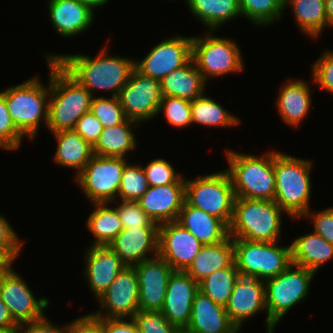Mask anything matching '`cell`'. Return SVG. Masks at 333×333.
<instances>
[{
    "instance_id": "obj_48",
    "label": "cell",
    "mask_w": 333,
    "mask_h": 333,
    "mask_svg": "<svg viewBox=\"0 0 333 333\" xmlns=\"http://www.w3.org/2000/svg\"><path fill=\"white\" fill-rule=\"evenodd\" d=\"M73 130L93 147L103 131V126L97 117L88 111L79 118Z\"/></svg>"
},
{
    "instance_id": "obj_19",
    "label": "cell",
    "mask_w": 333,
    "mask_h": 333,
    "mask_svg": "<svg viewBox=\"0 0 333 333\" xmlns=\"http://www.w3.org/2000/svg\"><path fill=\"white\" fill-rule=\"evenodd\" d=\"M198 292L199 284L185 271H173L170 275L161 313L175 328L188 326Z\"/></svg>"
},
{
    "instance_id": "obj_38",
    "label": "cell",
    "mask_w": 333,
    "mask_h": 333,
    "mask_svg": "<svg viewBox=\"0 0 333 333\" xmlns=\"http://www.w3.org/2000/svg\"><path fill=\"white\" fill-rule=\"evenodd\" d=\"M149 188L145 172L140 164H129L124 166L117 201H138ZM119 200V201H118Z\"/></svg>"
},
{
    "instance_id": "obj_34",
    "label": "cell",
    "mask_w": 333,
    "mask_h": 333,
    "mask_svg": "<svg viewBox=\"0 0 333 333\" xmlns=\"http://www.w3.org/2000/svg\"><path fill=\"white\" fill-rule=\"evenodd\" d=\"M92 203L95 209L86 220L87 229L93 235L92 244L110 245L123 229L117 209L110 202Z\"/></svg>"
},
{
    "instance_id": "obj_17",
    "label": "cell",
    "mask_w": 333,
    "mask_h": 333,
    "mask_svg": "<svg viewBox=\"0 0 333 333\" xmlns=\"http://www.w3.org/2000/svg\"><path fill=\"white\" fill-rule=\"evenodd\" d=\"M134 268L138 276L139 310L161 311L174 269L159 255L136 264Z\"/></svg>"
},
{
    "instance_id": "obj_4",
    "label": "cell",
    "mask_w": 333,
    "mask_h": 333,
    "mask_svg": "<svg viewBox=\"0 0 333 333\" xmlns=\"http://www.w3.org/2000/svg\"><path fill=\"white\" fill-rule=\"evenodd\" d=\"M311 160L274 151L275 197L291 218H300L310 210Z\"/></svg>"
},
{
    "instance_id": "obj_12",
    "label": "cell",
    "mask_w": 333,
    "mask_h": 333,
    "mask_svg": "<svg viewBox=\"0 0 333 333\" xmlns=\"http://www.w3.org/2000/svg\"><path fill=\"white\" fill-rule=\"evenodd\" d=\"M8 265L0 273V298L8 307L12 318L18 323L34 322L45 317L49 306L48 298H36L30 286Z\"/></svg>"
},
{
    "instance_id": "obj_41",
    "label": "cell",
    "mask_w": 333,
    "mask_h": 333,
    "mask_svg": "<svg viewBox=\"0 0 333 333\" xmlns=\"http://www.w3.org/2000/svg\"><path fill=\"white\" fill-rule=\"evenodd\" d=\"M142 168L145 172L149 186L168 185L171 183H185L182 174L175 171L172 164L163 158L151 160Z\"/></svg>"
},
{
    "instance_id": "obj_33",
    "label": "cell",
    "mask_w": 333,
    "mask_h": 333,
    "mask_svg": "<svg viewBox=\"0 0 333 333\" xmlns=\"http://www.w3.org/2000/svg\"><path fill=\"white\" fill-rule=\"evenodd\" d=\"M285 9L289 5L295 22L305 36L317 38L328 27L325 0H285Z\"/></svg>"
},
{
    "instance_id": "obj_52",
    "label": "cell",
    "mask_w": 333,
    "mask_h": 333,
    "mask_svg": "<svg viewBox=\"0 0 333 333\" xmlns=\"http://www.w3.org/2000/svg\"><path fill=\"white\" fill-rule=\"evenodd\" d=\"M18 323L12 318L8 307L0 298V329L6 331H15Z\"/></svg>"
},
{
    "instance_id": "obj_16",
    "label": "cell",
    "mask_w": 333,
    "mask_h": 333,
    "mask_svg": "<svg viewBox=\"0 0 333 333\" xmlns=\"http://www.w3.org/2000/svg\"><path fill=\"white\" fill-rule=\"evenodd\" d=\"M228 317L240 331L244 321L261 311H266V333H274L277 327L268 317L266 310L265 283L253 277L239 276L225 306Z\"/></svg>"
},
{
    "instance_id": "obj_37",
    "label": "cell",
    "mask_w": 333,
    "mask_h": 333,
    "mask_svg": "<svg viewBox=\"0 0 333 333\" xmlns=\"http://www.w3.org/2000/svg\"><path fill=\"white\" fill-rule=\"evenodd\" d=\"M285 0H239V8L243 17L258 26L274 24L282 17Z\"/></svg>"
},
{
    "instance_id": "obj_26",
    "label": "cell",
    "mask_w": 333,
    "mask_h": 333,
    "mask_svg": "<svg viewBox=\"0 0 333 333\" xmlns=\"http://www.w3.org/2000/svg\"><path fill=\"white\" fill-rule=\"evenodd\" d=\"M176 222L192 233L203 246L219 243L229 236V227L221 219L190 205L186 200Z\"/></svg>"
},
{
    "instance_id": "obj_25",
    "label": "cell",
    "mask_w": 333,
    "mask_h": 333,
    "mask_svg": "<svg viewBox=\"0 0 333 333\" xmlns=\"http://www.w3.org/2000/svg\"><path fill=\"white\" fill-rule=\"evenodd\" d=\"M187 328L195 333H239L225 307L201 293L196 294Z\"/></svg>"
},
{
    "instance_id": "obj_29",
    "label": "cell",
    "mask_w": 333,
    "mask_h": 333,
    "mask_svg": "<svg viewBox=\"0 0 333 333\" xmlns=\"http://www.w3.org/2000/svg\"><path fill=\"white\" fill-rule=\"evenodd\" d=\"M291 246L292 264L318 273L322 265L333 258V244L315 232L296 237Z\"/></svg>"
},
{
    "instance_id": "obj_11",
    "label": "cell",
    "mask_w": 333,
    "mask_h": 333,
    "mask_svg": "<svg viewBox=\"0 0 333 333\" xmlns=\"http://www.w3.org/2000/svg\"><path fill=\"white\" fill-rule=\"evenodd\" d=\"M128 159L93 155L84 169L74 177L91 203L117 200L122 172Z\"/></svg>"
},
{
    "instance_id": "obj_6",
    "label": "cell",
    "mask_w": 333,
    "mask_h": 333,
    "mask_svg": "<svg viewBox=\"0 0 333 333\" xmlns=\"http://www.w3.org/2000/svg\"><path fill=\"white\" fill-rule=\"evenodd\" d=\"M48 79L47 86L38 75L2 91L14 125L30 140L37 137L41 122L48 124L50 71Z\"/></svg>"
},
{
    "instance_id": "obj_27",
    "label": "cell",
    "mask_w": 333,
    "mask_h": 333,
    "mask_svg": "<svg viewBox=\"0 0 333 333\" xmlns=\"http://www.w3.org/2000/svg\"><path fill=\"white\" fill-rule=\"evenodd\" d=\"M207 82L193 59L160 80L162 96H174L193 101L205 92Z\"/></svg>"
},
{
    "instance_id": "obj_53",
    "label": "cell",
    "mask_w": 333,
    "mask_h": 333,
    "mask_svg": "<svg viewBox=\"0 0 333 333\" xmlns=\"http://www.w3.org/2000/svg\"><path fill=\"white\" fill-rule=\"evenodd\" d=\"M81 3H84L86 6L90 7L93 11L95 8L103 7L109 0H77Z\"/></svg>"
},
{
    "instance_id": "obj_42",
    "label": "cell",
    "mask_w": 333,
    "mask_h": 333,
    "mask_svg": "<svg viewBox=\"0 0 333 333\" xmlns=\"http://www.w3.org/2000/svg\"><path fill=\"white\" fill-rule=\"evenodd\" d=\"M24 137L14 125L6 105L5 96L0 92V149L17 150Z\"/></svg>"
},
{
    "instance_id": "obj_18",
    "label": "cell",
    "mask_w": 333,
    "mask_h": 333,
    "mask_svg": "<svg viewBox=\"0 0 333 333\" xmlns=\"http://www.w3.org/2000/svg\"><path fill=\"white\" fill-rule=\"evenodd\" d=\"M203 245L176 221L159 225L158 255L174 271H186Z\"/></svg>"
},
{
    "instance_id": "obj_32",
    "label": "cell",
    "mask_w": 333,
    "mask_h": 333,
    "mask_svg": "<svg viewBox=\"0 0 333 333\" xmlns=\"http://www.w3.org/2000/svg\"><path fill=\"white\" fill-rule=\"evenodd\" d=\"M190 13L201 21L206 31H216L222 25L242 17L239 0H184Z\"/></svg>"
},
{
    "instance_id": "obj_54",
    "label": "cell",
    "mask_w": 333,
    "mask_h": 333,
    "mask_svg": "<svg viewBox=\"0 0 333 333\" xmlns=\"http://www.w3.org/2000/svg\"><path fill=\"white\" fill-rule=\"evenodd\" d=\"M328 27H333V0H325Z\"/></svg>"
},
{
    "instance_id": "obj_8",
    "label": "cell",
    "mask_w": 333,
    "mask_h": 333,
    "mask_svg": "<svg viewBox=\"0 0 333 333\" xmlns=\"http://www.w3.org/2000/svg\"><path fill=\"white\" fill-rule=\"evenodd\" d=\"M215 31L192 36V59L204 80L239 73L244 69L241 48L227 37H216Z\"/></svg>"
},
{
    "instance_id": "obj_56",
    "label": "cell",
    "mask_w": 333,
    "mask_h": 333,
    "mask_svg": "<svg viewBox=\"0 0 333 333\" xmlns=\"http://www.w3.org/2000/svg\"><path fill=\"white\" fill-rule=\"evenodd\" d=\"M9 264L0 256V273L8 266Z\"/></svg>"
},
{
    "instance_id": "obj_14",
    "label": "cell",
    "mask_w": 333,
    "mask_h": 333,
    "mask_svg": "<svg viewBox=\"0 0 333 333\" xmlns=\"http://www.w3.org/2000/svg\"><path fill=\"white\" fill-rule=\"evenodd\" d=\"M138 289V276L134 266H125L98 299L101 309L91 314L97 318L133 319L139 311Z\"/></svg>"
},
{
    "instance_id": "obj_51",
    "label": "cell",
    "mask_w": 333,
    "mask_h": 333,
    "mask_svg": "<svg viewBox=\"0 0 333 333\" xmlns=\"http://www.w3.org/2000/svg\"><path fill=\"white\" fill-rule=\"evenodd\" d=\"M127 320L101 318V324L105 333H139L136 322L133 319Z\"/></svg>"
},
{
    "instance_id": "obj_5",
    "label": "cell",
    "mask_w": 333,
    "mask_h": 333,
    "mask_svg": "<svg viewBox=\"0 0 333 333\" xmlns=\"http://www.w3.org/2000/svg\"><path fill=\"white\" fill-rule=\"evenodd\" d=\"M283 213L286 212L274 201L236 197L229 236L249 241H279Z\"/></svg>"
},
{
    "instance_id": "obj_44",
    "label": "cell",
    "mask_w": 333,
    "mask_h": 333,
    "mask_svg": "<svg viewBox=\"0 0 333 333\" xmlns=\"http://www.w3.org/2000/svg\"><path fill=\"white\" fill-rule=\"evenodd\" d=\"M23 243L9 221L0 215V256L9 265H13V261L21 253Z\"/></svg>"
},
{
    "instance_id": "obj_50",
    "label": "cell",
    "mask_w": 333,
    "mask_h": 333,
    "mask_svg": "<svg viewBox=\"0 0 333 333\" xmlns=\"http://www.w3.org/2000/svg\"><path fill=\"white\" fill-rule=\"evenodd\" d=\"M69 333H105L101 318L91 313L70 322Z\"/></svg>"
},
{
    "instance_id": "obj_21",
    "label": "cell",
    "mask_w": 333,
    "mask_h": 333,
    "mask_svg": "<svg viewBox=\"0 0 333 333\" xmlns=\"http://www.w3.org/2000/svg\"><path fill=\"white\" fill-rule=\"evenodd\" d=\"M158 241L159 227H133L122 229L110 245L126 266H135L158 255Z\"/></svg>"
},
{
    "instance_id": "obj_35",
    "label": "cell",
    "mask_w": 333,
    "mask_h": 333,
    "mask_svg": "<svg viewBox=\"0 0 333 333\" xmlns=\"http://www.w3.org/2000/svg\"><path fill=\"white\" fill-rule=\"evenodd\" d=\"M192 123L207 127H233L240 124L235 114L227 111L221 104L205 94L191 101Z\"/></svg>"
},
{
    "instance_id": "obj_55",
    "label": "cell",
    "mask_w": 333,
    "mask_h": 333,
    "mask_svg": "<svg viewBox=\"0 0 333 333\" xmlns=\"http://www.w3.org/2000/svg\"><path fill=\"white\" fill-rule=\"evenodd\" d=\"M174 333H195L194 331L189 330L187 327L176 328Z\"/></svg>"
},
{
    "instance_id": "obj_45",
    "label": "cell",
    "mask_w": 333,
    "mask_h": 333,
    "mask_svg": "<svg viewBox=\"0 0 333 333\" xmlns=\"http://www.w3.org/2000/svg\"><path fill=\"white\" fill-rule=\"evenodd\" d=\"M311 67L312 82L321 90L333 94V50H324Z\"/></svg>"
},
{
    "instance_id": "obj_20",
    "label": "cell",
    "mask_w": 333,
    "mask_h": 333,
    "mask_svg": "<svg viewBox=\"0 0 333 333\" xmlns=\"http://www.w3.org/2000/svg\"><path fill=\"white\" fill-rule=\"evenodd\" d=\"M85 254V270L88 287L98 300L109 288L119 272L126 266L113 251L111 245L91 244Z\"/></svg>"
},
{
    "instance_id": "obj_31",
    "label": "cell",
    "mask_w": 333,
    "mask_h": 333,
    "mask_svg": "<svg viewBox=\"0 0 333 333\" xmlns=\"http://www.w3.org/2000/svg\"><path fill=\"white\" fill-rule=\"evenodd\" d=\"M135 121L126 119L123 123L103 128L98 141L93 146L95 155L105 157H120L126 158V154L133 152L136 148V141L134 128H138Z\"/></svg>"
},
{
    "instance_id": "obj_46",
    "label": "cell",
    "mask_w": 333,
    "mask_h": 333,
    "mask_svg": "<svg viewBox=\"0 0 333 333\" xmlns=\"http://www.w3.org/2000/svg\"><path fill=\"white\" fill-rule=\"evenodd\" d=\"M139 333H174L176 329L163 316L161 311L139 310L133 317Z\"/></svg>"
},
{
    "instance_id": "obj_22",
    "label": "cell",
    "mask_w": 333,
    "mask_h": 333,
    "mask_svg": "<svg viewBox=\"0 0 333 333\" xmlns=\"http://www.w3.org/2000/svg\"><path fill=\"white\" fill-rule=\"evenodd\" d=\"M185 202V183L149 186L138 200L142 210L158 225L177 221Z\"/></svg>"
},
{
    "instance_id": "obj_43",
    "label": "cell",
    "mask_w": 333,
    "mask_h": 333,
    "mask_svg": "<svg viewBox=\"0 0 333 333\" xmlns=\"http://www.w3.org/2000/svg\"><path fill=\"white\" fill-rule=\"evenodd\" d=\"M116 209L123 229L135 227H159L144 210L138 201H122L116 204Z\"/></svg>"
},
{
    "instance_id": "obj_40",
    "label": "cell",
    "mask_w": 333,
    "mask_h": 333,
    "mask_svg": "<svg viewBox=\"0 0 333 333\" xmlns=\"http://www.w3.org/2000/svg\"><path fill=\"white\" fill-rule=\"evenodd\" d=\"M90 111L102 123L103 128L119 125L127 119L118 97L94 96Z\"/></svg>"
},
{
    "instance_id": "obj_3",
    "label": "cell",
    "mask_w": 333,
    "mask_h": 333,
    "mask_svg": "<svg viewBox=\"0 0 333 333\" xmlns=\"http://www.w3.org/2000/svg\"><path fill=\"white\" fill-rule=\"evenodd\" d=\"M235 197L252 200H270L275 197L274 151L260 156L226 150Z\"/></svg>"
},
{
    "instance_id": "obj_7",
    "label": "cell",
    "mask_w": 333,
    "mask_h": 333,
    "mask_svg": "<svg viewBox=\"0 0 333 333\" xmlns=\"http://www.w3.org/2000/svg\"><path fill=\"white\" fill-rule=\"evenodd\" d=\"M278 243L233 238L234 263L240 276L265 281L284 272L292 263L291 246Z\"/></svg>"
},
{
    "instance_id": "obj_49",
    "label": "cell",
    "mask_w": 333,
    "mask_h": 333,
    "mask_svg": "<svg viewBox=\"0 0 333 333\" xmlns=\"http://www.w3.org/2000/svg\"><path fill=\"white\" fill-rule=\"evenodd\" d=\"M70 323L65 325H54L44 317L41 320L34 322H24L18 324L15 333H69Z\"/></svg>"
},
{
    "instance_id": "obj_28",
    "label": "cell",
    "mask_w": 333,
    "mask_h": 333,
    "mask_svg": "<svg viewBox=\"0 0 333 333\" xmlns=\"http://www.w3.org/2000/svg\"><path fill=\"white\" fill-rule=\"evenodd\" d=\"M233 263V238L228 236L219 243L204 245L185 272L199 283L214 271L230 267Z\"/></svg>"
},
{
    "instance_id": "obj_57",
    "label": "cell",
    "mask_w": 333,
    "mask_h": 333,
    "mask_svg": "<svg viewBox=\"0 0 333 333\" xmlns=\"http://www.w3.org/2000/svg\"><path fill=\"white\" fill-rule=\"evenodd\" d=\"M0 333H15V331H6L3 329H0Z\"/></svg>"
},
{
    "instance_id": "obj_23",
    "label": "cell",
    "mask_w": 333,
    "mask_h": 333,
    "mask_svg": "<svg viewBox=\"0 0 333 333\" xmlns=\"http://www.w3.org/2000/svg\"><path fill=\"white\" fill-rule=\"evenodd\" d=\"M47 6L53 28L61 37L81 35L94 22V11L77 0H48Z\"/></svg>"
},
{
    "instance_id": "obj_36",
    "label": "cell",
    "mask_w": 333,
    "mask_h": 333,
    "mask_svg": "<svg viewBox=\"0 0 333 333\" xmlns=\"http://www.w3.org/2000/svg\"><path fill=\"white\" fill-rule=\"evenodd\" d=\"M239 276L235 263H233L230 267L214 271L201 280L198 283L199 291L216 304L225 307Z\"/></svg>"
},
{
    "instance_id": "obj_2",
    "label": "cell",
    "mask_w": 333,
    "mask_h": 333,
    "mask_svg": "<svg viewBox=\"0 0 333 333\" xmlns=\"http://www.w3.org/2000/svg\"><path fill=\"white\" fill-rule=\"evenodd\" d=\"M50 98L47 129L51 133L73 130L79 118L90 111L93 95L56 60H48Z\"/></svg>"
},
{
    "instance_id": "obj_39",
    "label": "cell",
    "mask_w": 333,
    "mask_h": 333,
    "mask_svg": "<svg viewBox=\"0 0 333 333\" xmlns=\"http://www.w3.org/2000/svg\"><path fill=\"white\" fill-rule=\"evenodd\" d=\"M164 113V117L171 126L184 128L192 125L191 101L174 96H162L158 115Z\"/></svg>"
},
{
    "instance_id": "obj_10",
    "label": "cell",
    "mask_w": 333,
    "mask_h": 333,
    "mask_svg": "<svg viewBox=\"0 0 333 333\" xmlns=\"http://www.w3.org/2000/svg\"><path fill=\"white\" fill-rule=\"evenodd\" d=\"M316 273L295 264L265 283L267 317L277 326L287 312L304 300Z\"/></svg>"
},
{
    "instance_id": "obj_15",
    "label": "cell",
    "mask_w": 333,
    "mask_h": 333,
    "mask_svg": "<svg viewBox=\"0 0 333 333\" xmlns=\"http://www.w3.org/2000/svg\"><path fill=\"white\" fill-rule=\"evenodd\" d=\"M191 59L192 36L176 35L153 46L143 59L135 60V69L145 76L161 80Z\"/></svg>"
},
{
    "instance_id": "obj_30",
    "label": "cell",
    "mask_w": 333,
    "mask_h": 333,
    "mask_svg": "<svg viewBox=\"0 0 333 333\" xmlns=\"http://www.w3.org/2000/svg\"><path fill=\"white\" fill-rule=\"evenodd\" d=\"M57 140L54 162L61 167L76 170L77 176L93 157V147L74 130H61L53 133Z\"/></svg>"
},
{
    "instance_id": "obj_47",
    "label": "cell",
    "mask_w": 333,
    "mask_h": 333,
    "mask_svg": "<svg viewBox=\"0 0 333 333\" xmlns=\"http://www.w3.org/2000/svg\"><path fill=\"white\" fill-rule=\"evenodd\" d=\"M311 211H307L301 218L310 219L314 228L313 232L333 244V206L322 211Z\"/></svg>"
},
{
    "instance_id": "obj_1",
    "label": "cell",
    "mask_w": 333,
    "mask_h": 333,
    "mask_svg": "<svg viewBox=\"0 0 333 333\" xmlns=\"http://www.w3.org/2000/svg\"><path fill=\"white\" fill-rule=\"evenodd\" d=\"M105 46L96 57L88 54H51L47 60H56L73 78L84 86L94 97V90L108 91L118 97L123 86L129 81L135 69V60L130 57L112 56ZM94 92V93H93Z\"/></svg>"
},
{
    "instance_id": "obj_13",
    "label": "cell",
    "mask_w": 333,
    "mask_h": 333,
    "mask_svg": "<svg viewBox=\"0 0 333 333\" xmlns=\"http://www.w3.org/2000/svg\"><path fill=\"white\" fill-rule=\"evenodd\" d=\"M118 98L126 118L141 125V122L158 116L162 100L160 80L134 69Z\"/></svg>"
},
{
    "instance_id": "obj_9",
    "label": "cell",
    "mask_w": 333,
    "mask_h": 333,
    "mask_svg": "<svg viewBox=\"0 0 333 333\" xmlns=\"http://www.w3.org/2000/svg\"><path fill=\"white\" fill-rule=\"evenodd\" d=\"M235 193L226 170L185 180V200L228 227L233 218Z\"/></svg>"
},
{
    "instance_id": "obj_24",
    "label": "cell",
    "mask_w": 333,
    "mask_h": 333,
    "mask_svg": "<svg viewBox=\"0 0 333 333\" xmlns=\"http://www.w3.org/2000/svg\"><path fill=\"white\" fill-rule=\"evenodd\" d=\"M310 89L305 80L289 79L279 90L276 108L282 121L292 128L300 126L299 124L309 114L312 104Z\"/></svg>"
}]
</instances>
